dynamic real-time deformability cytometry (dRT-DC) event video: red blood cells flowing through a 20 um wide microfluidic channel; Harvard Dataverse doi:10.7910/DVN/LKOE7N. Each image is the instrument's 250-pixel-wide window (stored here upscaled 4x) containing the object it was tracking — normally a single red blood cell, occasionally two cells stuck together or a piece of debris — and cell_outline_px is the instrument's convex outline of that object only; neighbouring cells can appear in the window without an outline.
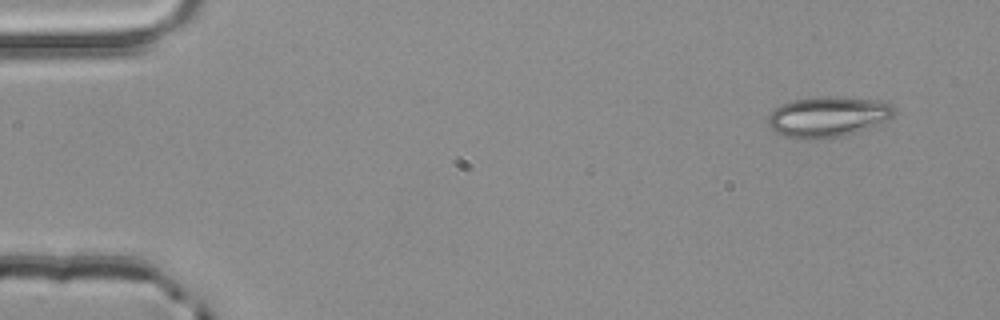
{"species": "common noctule bat (a hibernating species)", "species_latin": "Nyctalus noctula", "temperature_condition": "room temperature", "stored_images_in_passage": 3, "camera_frame_rate_fps": 3000, "um_per_image_px": 0.085, "animal": {"sex": "male", "body_mass_g": 20.4}, "frame": {"image": 1, "passage_image": 1, "time_ms": 0.0, "image_size_px": [1000, 320], "cell_outline_px": [[892, 116], [888, 120], [868, 128], [856, 132], [840, 136], [808, 140], [804, 140], [784, 136], [776, 132], [768, 124], [768, 116], [780, 104], [792, 100], [816, 96], [836, 96], [876, 100], [892, 104]], "centroid_in_image_um": [70.33, 9.92], "position_along_channel_um": 14.7, "area_um2": 29.77}}